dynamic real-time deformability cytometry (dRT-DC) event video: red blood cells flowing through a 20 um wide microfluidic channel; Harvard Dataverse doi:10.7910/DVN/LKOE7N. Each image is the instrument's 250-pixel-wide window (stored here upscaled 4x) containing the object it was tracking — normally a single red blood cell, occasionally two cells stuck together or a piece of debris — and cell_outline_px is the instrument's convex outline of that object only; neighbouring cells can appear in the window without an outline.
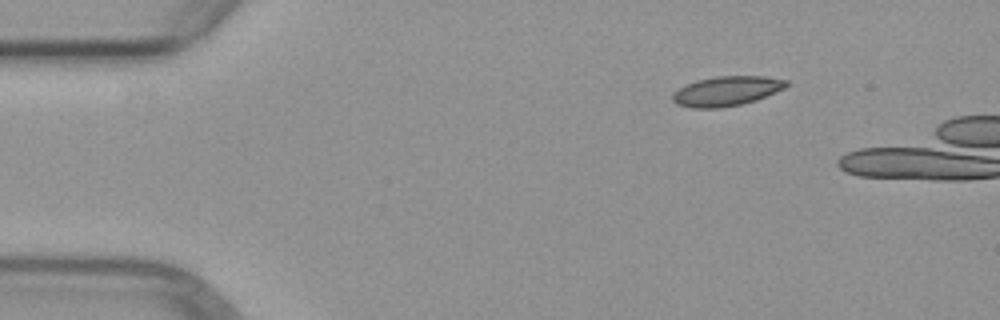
{"species": "common noctule bat (a hibernating species)", "species_latin": "Nyctalus noctula", "temperature_condition": "warm", "stored_images_in_passage": 2, "camera_frame_rate_fps": 3000, "um_per_image_px": 0.085, "animal": {"sex": "female", "body_mass_g": 29.2, "forearm_length_mm": 56.3}, "frame": {"image": 1, "passage_image": 1, "time_ms": 0.0, "image_size_px": [1000, 320], "cell_outline_px": [[788, 84], [784, 88], [756, 100], [740, 104], [720, 108], [692, 108], [676, 104], [672, 100], [672, 92], [696, 80], [716, 76], [764, 76], [788, 80]], "centroid_in_image_um": [61.73, 7.74], "position_along_channel_um": 23.3, "area_um2": 19.59}}